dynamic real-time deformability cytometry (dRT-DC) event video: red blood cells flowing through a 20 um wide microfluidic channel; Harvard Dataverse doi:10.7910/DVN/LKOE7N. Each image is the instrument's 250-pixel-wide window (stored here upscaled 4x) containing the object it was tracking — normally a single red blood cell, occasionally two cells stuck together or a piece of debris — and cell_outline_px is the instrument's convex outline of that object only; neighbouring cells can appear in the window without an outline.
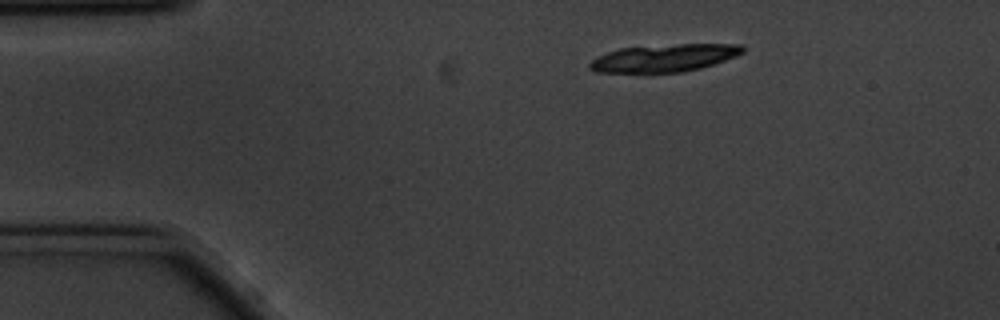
{"species": "common noctule bat (a hibernating species)", "species_latin": "Nyctalus noctula", "temperature_condition": "cold", "stored_images_in_passage": 10, "camera_frame_rate_fps": 3000, "um_per_image_px": 0.085, "animal": {"sex": "male", "body_mass_g": 20.1, "forearm_length_mm": 53.5}, "frame": {"image": 1, "passage_image": 1, "time_ms": 0.0, "image_size_px": [1000, 320], "cell_outline_px": [[744, 52], [736, 56], [700, 68], [680, 72], [596, 72], [588, 68], [588, 64], [596, 56], [620, 48], [680, 44], [740, 44], [744, 48]], "centroid_in_image_um": [56.43, 4.92], "position_along_channel_um": 28.6, "area_um2": 24.28}}